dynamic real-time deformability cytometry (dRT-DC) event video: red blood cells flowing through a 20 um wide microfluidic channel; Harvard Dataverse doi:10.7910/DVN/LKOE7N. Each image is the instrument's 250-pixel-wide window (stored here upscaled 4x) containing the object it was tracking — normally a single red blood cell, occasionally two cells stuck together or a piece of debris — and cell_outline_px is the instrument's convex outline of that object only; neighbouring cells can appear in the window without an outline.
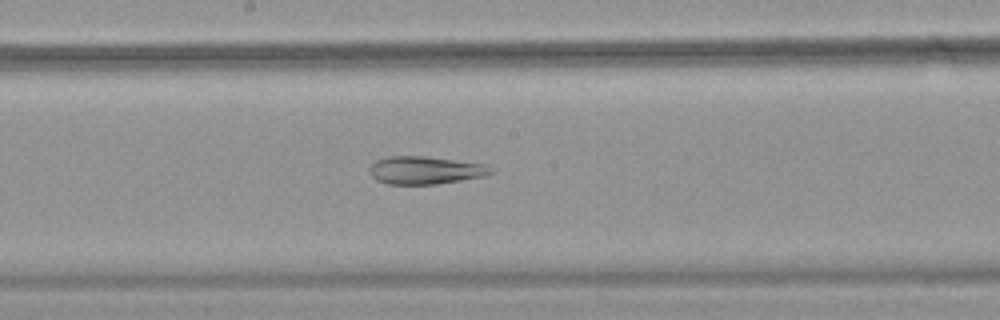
{"species": "common noctule bat (a hibernating species)", "species_latin": "Nyctalus noctula", "temperature_condition": "warm", "stored_images_in_passage": 54, "camera_frame_rate_fps": 3000, "um_per_image_px": 0.085, "animal": {"sex": "female", "body_mass_g": 18.4}, "frame": {"image": 1, "passage_image": 29, "time_ms": 9.333, "image_size_px": [1000, 320], "cell_outline_px": [[496, 172], [488, 176], [436, 184], [388, 184], [376, 180], [368, 172], [368, 168], [376, 160], [388, 156], [428, 156], [488, 164]], "centroid_in_image_um": [36.2, 14.46], "position_along_channel_um": 212.0, "area_um2": 20.11}}
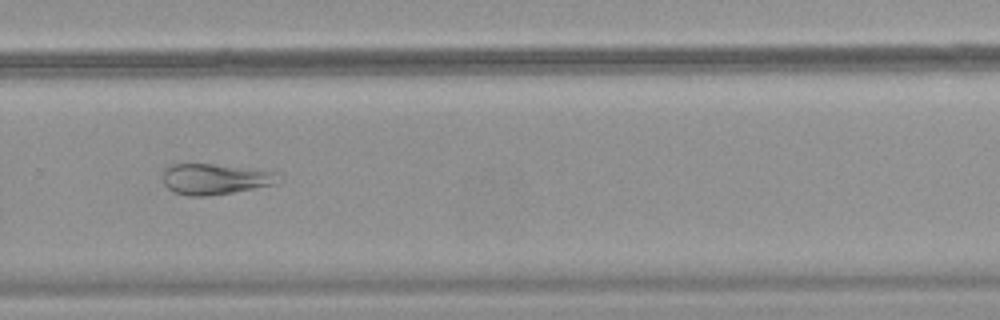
{"frame": {"image": 2, "passage_image": 37, "time_ms": 12.0, "image_size_px": [1000, 320], "cell_outline_px": [[284, 180], [276, 184], [232, 192], [208, 196], [188, 196], [172, 192], [164, 184], [164, 168], [172, 164], [212, 164], [280, 172], [284, 176]], "centroid_in_image_um": [18.35, 15.22], "position_along_channel_um": 311.4, "area_um2": 20.98}}
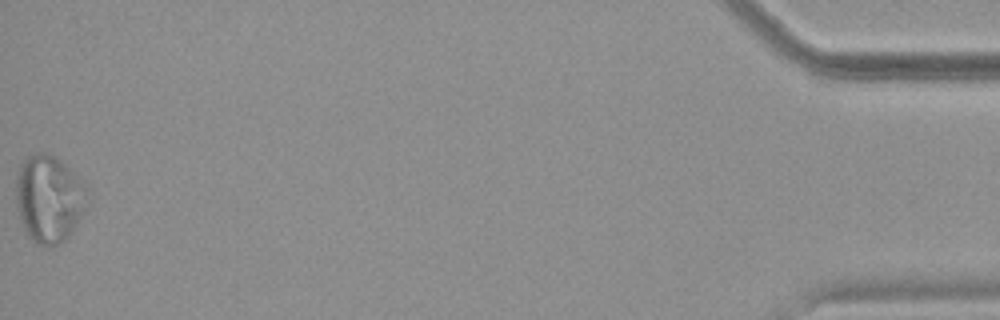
{"frame": {"image": 3, "passage_image": 54, "time_ms": 17.667, "image_size_px": [1000, 320], "cell_outline_px": [[88, 188], [84, 208], [72, 232], [60, 244], [36, 244], [28, 236], [24, 228], [16, 204], [16, 176], [24, 160], [28, 156], [36, 152], [48, 152], [56, 156]], "centroid_in_image_um": [4.14, 16.86], "position_along_channel_um": 431.1, "area_um2": 35.78}}